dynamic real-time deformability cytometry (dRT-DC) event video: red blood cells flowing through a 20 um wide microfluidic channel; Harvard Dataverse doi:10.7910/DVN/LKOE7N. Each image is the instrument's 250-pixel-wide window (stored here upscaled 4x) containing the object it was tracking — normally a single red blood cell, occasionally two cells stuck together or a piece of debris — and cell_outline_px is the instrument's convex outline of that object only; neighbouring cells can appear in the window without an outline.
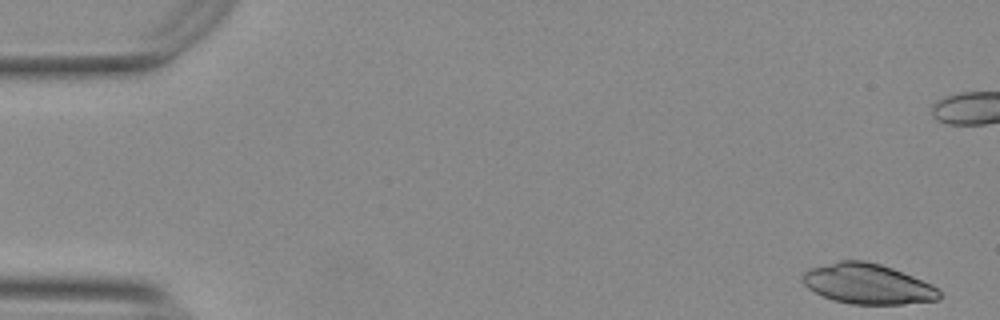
{"species": "Egyptian fruit bat (a non-hibernating species)", "species_latin": "Rousettus aegyptiacus", "temperature_condition": "warm", "stored_images_in_passage": 6, "camera_frame_rate_fps": 3000, "um_per_image_px": 0.085, "animal": {"sex": "female"}, "frame": {"image": 1, "passage_image": 1, "time_ms": 0.0, "image_size_px": [1000, 320], "cell_outline_px": [[940, 300], [904, 304], [848, 304], [832, 300], [808, 288], [804, 284], [804, 272], [812, 268], [840, 260], [864, 260], [880, 264], [892, 268], [932, 284], [940, 292]], "centroid_in_image_um": [73.78, 24.14], "position_along_channel_um": 11.2, "area_um2": 31.85}}